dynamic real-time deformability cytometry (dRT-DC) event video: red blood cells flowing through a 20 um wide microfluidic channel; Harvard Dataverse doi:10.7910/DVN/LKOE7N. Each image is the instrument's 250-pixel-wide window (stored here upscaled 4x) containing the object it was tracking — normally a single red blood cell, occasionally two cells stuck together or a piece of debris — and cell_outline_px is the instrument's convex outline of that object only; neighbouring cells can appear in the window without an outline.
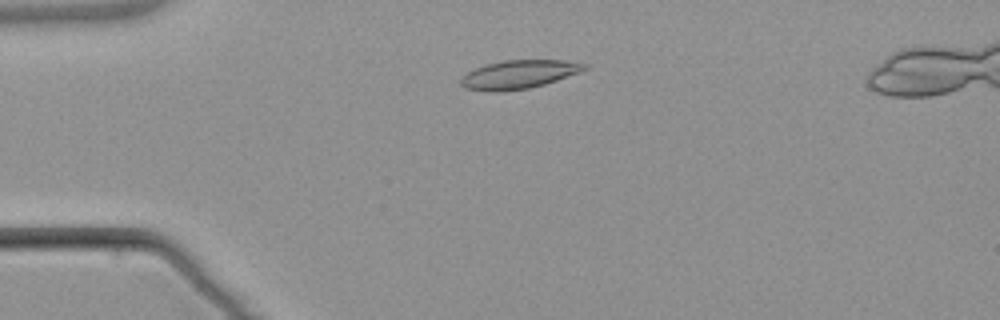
{"species": "common noctule bat (a hibernating species)", "species_latin": "Nyctalus noctula", "temperature_condition": "warm", "stored_images_in_passage": 4, "camera_frame_rate_fps": 3000, "um_per_image_px": 0.085, "animal": {"sex": "male", "body_mass_g": 21.5, "forearm_length_mm": 52.0}, "frame": {"image": 1, "passage_image": 2, "time_ms": 1.333, "image_size_px": [1000, 320], "cell_outline_px": [[588, 68], [580, 72], [544, 84], [528, 88], [500, 92], [496, 92], [464, 88], [460, 84], [460, 80], [468, 72], [484, 64], [504, 60], [564, 60], [588, 64]], "centroid_in_image_um": [44.1, 6.32], "position_along_channel_um": 40.9, "area_um2": 20.46}}